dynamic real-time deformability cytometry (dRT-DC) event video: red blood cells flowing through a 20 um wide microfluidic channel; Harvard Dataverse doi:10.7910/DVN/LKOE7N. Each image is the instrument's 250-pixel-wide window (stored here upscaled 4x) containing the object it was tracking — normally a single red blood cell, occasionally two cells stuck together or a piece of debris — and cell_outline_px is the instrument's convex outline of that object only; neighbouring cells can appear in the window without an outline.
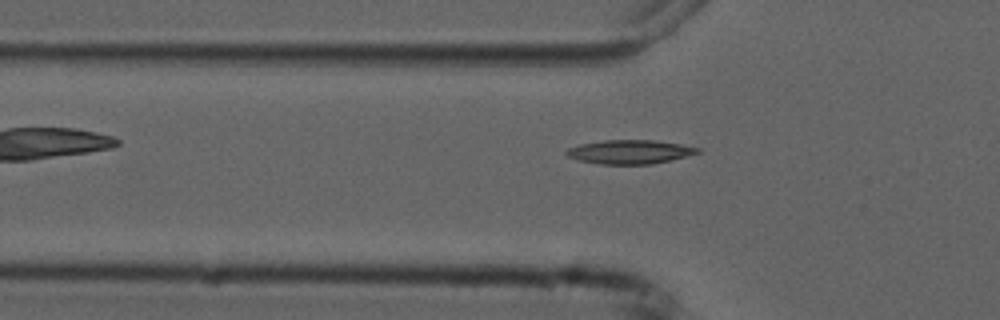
{"species": "common noctule bat (a hibernating species)", "species_latin": "Nyctalus noctula", "temperature_condition": "cold", "stored_images_in_passage": 4, "camera_frame_rate_fps": 3000, "um_per_image_px": 0.085, "animal": {"sex": "male", "forearm_length_mm": 52.5}, "frame": {"image": 1, "passage_image": 4, "time_ms": 4.333, "image_size_px": [1000, 320], "cell_outline_px": [[700, 152], [652, 164], [600, 164], [580, 160], [568, 156], [564, 152], [568, 148], [580, 144], [604, 140], [652, 140], [680, 144], [700, 148]], "centroid_in_image_um": [53.5, 12.9], "position_along_channel_um": 72.3, "area_um2": 17.98}}